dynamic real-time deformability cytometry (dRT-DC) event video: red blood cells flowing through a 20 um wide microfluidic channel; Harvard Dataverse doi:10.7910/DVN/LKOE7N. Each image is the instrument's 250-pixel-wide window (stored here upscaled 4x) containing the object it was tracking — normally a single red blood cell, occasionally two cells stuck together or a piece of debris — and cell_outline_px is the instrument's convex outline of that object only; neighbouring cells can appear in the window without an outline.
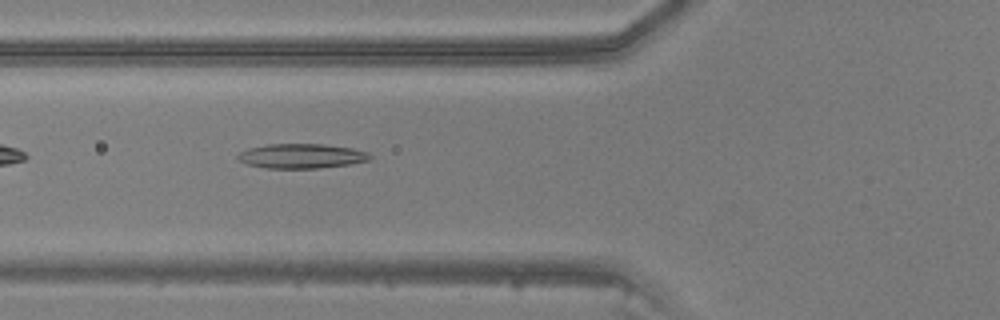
{"species": "common noctule bat (a hibernating species)", "species_latin": "Nyctalus noctula", "temperature_condition": "warm", "stored_images_in_passage": 34, "camera_frame_rate_fps": 3000, "um_per_image_px": 0.085, "animal": {"sex": "male", "body_mass_g": 20.5, "forearm_length_mm": 52.5}, "frame": {"image": 1, "passage_image": 5, "time_ms": 1.333, "image_size_px": [1000, 320], "cell_outline_px": [[372, 156], [368, 160], [348, 164], [316, 168], [268, 168], [248, 164], [240, 160], [236, 156], [240, 152], [248, 148], [268, 144], [324, 144], [352, 148], [368, 152]], "centroid_in_image_um": [25.62, 13.25], "position_along_channel_um": 100.2, "area_um2": 18.73}}
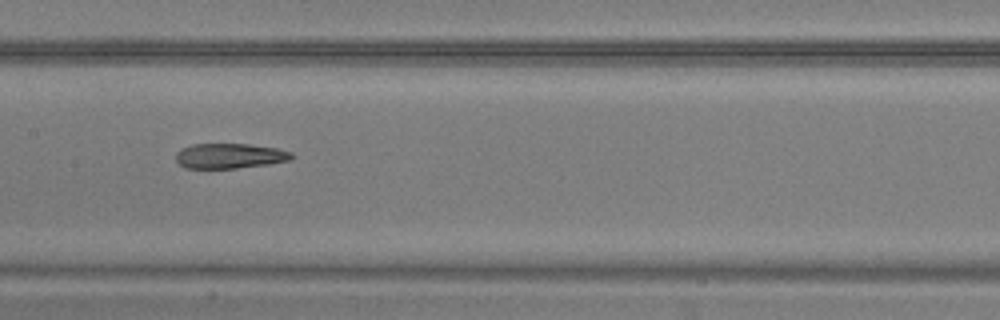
{"frame": {"image": 2, "passage_image": 11, "time_ms": 3.333, "image_size_px": [1000, 320], "cell_outline_px": [[296, 156], [288, 160], [268, 164], [236, 168], [184, 168], [176, 160], [176, 152], [192, 144], [248, 144], [276, 148], [292, 152]], "centroid_in_image_um": [19.53, 13.25], "position_along_channel_um": 187.9, "area_um2": 16.82}}
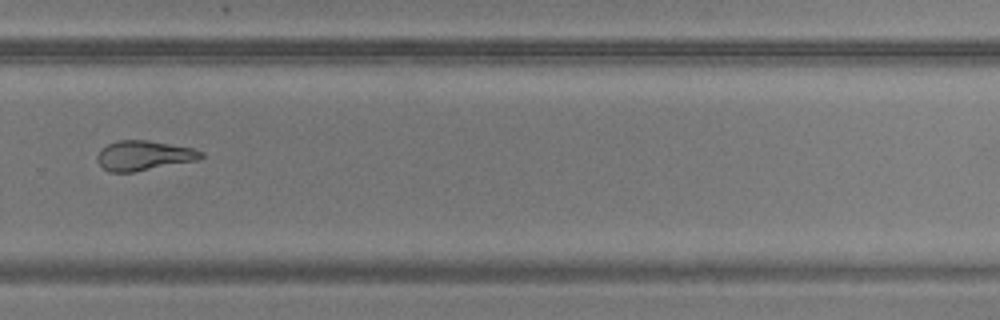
{"frame": {"image": 3, "passage_image": 20, "time_ms": 6.333, "image_size_px": [1000, 320], "cell_outline_px": [[204, 156], [200, 160], [132, 172], [108, 172], [96, 160], [96, 156], [100, 148], [116, 140], [148, 140], [192, 148], [204, 152]], "centroid_in_image_um": [12.22, 13.22], "position_along_channel_um": 317.6, "area_um2": 18.15}}